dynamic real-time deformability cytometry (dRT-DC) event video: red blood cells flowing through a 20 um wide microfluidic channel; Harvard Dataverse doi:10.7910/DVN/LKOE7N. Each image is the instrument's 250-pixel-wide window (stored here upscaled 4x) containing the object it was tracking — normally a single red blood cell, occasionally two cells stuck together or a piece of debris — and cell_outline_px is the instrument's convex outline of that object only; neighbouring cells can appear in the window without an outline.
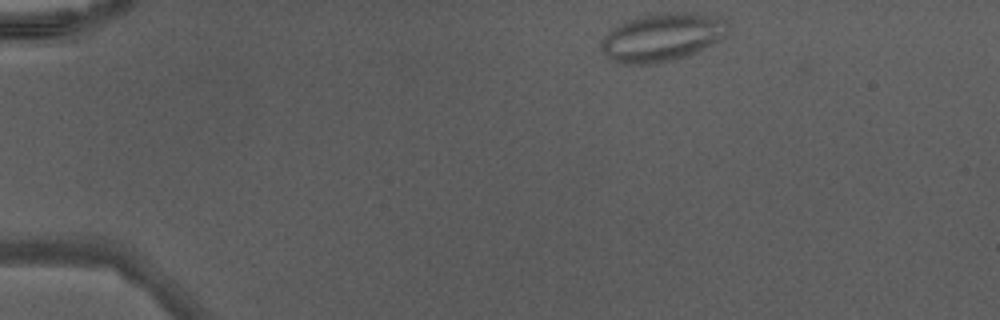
{"species": "Egyptian fruit bat (a non-hibernating species)", "species_latin": "Rousettus aegyptiacus", "temperature_condition": "warm", "stored_images_in_passage": 40, "camera_frame_rate_fps": 3000, "um_per_image_px": 0.085, "animal": {"sex": "male"}, "frame": {"image": 1, "passage_image": 1, "time_ms": 0.0, "image_size_px": [1000, 320], "cell_outline_px": [[732, 28], [728, 36], [720, 40], [684, 56], [672, 60], [652, 64], [624, 64], [612, 60], [604, 52], [600, 44], [608, 32], [624, 20], [636, 16], [660, 12], [696, 12], [720, 16], [728, 20], [732, 24]], "centroid_in_image_um": [56.37, 3.11], "position_along_channel_um": 28.6, "area_um2": 36.13}}